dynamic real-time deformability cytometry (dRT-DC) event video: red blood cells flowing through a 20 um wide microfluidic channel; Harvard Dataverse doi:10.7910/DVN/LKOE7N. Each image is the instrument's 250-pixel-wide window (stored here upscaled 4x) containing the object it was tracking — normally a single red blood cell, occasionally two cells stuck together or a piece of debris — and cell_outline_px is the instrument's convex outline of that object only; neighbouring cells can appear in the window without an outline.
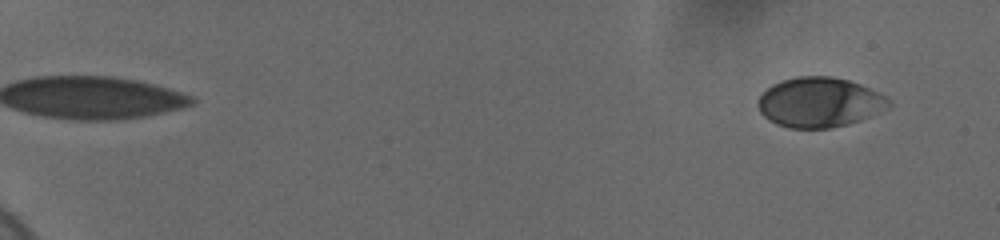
{"species": "human", "species_latin": "Homo sapiens", "temperature_condition": "cold", "stored_images_in_passage": 16, "camera_frame_rate_fps": 3000, "um_per_image_px": 0.085, "donor": {"sex": "female"}, "frame": {"image": 1, "passage_image": 1, "time_ms": 0.0, "image_size_px": [1000, 240], "cell_outline_px": [[892, 104], [888, 108], [860, 120], [848, 124], [828, 128], [788, 128], [776, 124], [768, 120], [760, 112], [756, 104], [760, 96], [772, 84], [780, 80], [796, 76], [832, 76], [848, 80], [860, 84], [892, 100]], "centroid_in_image_um": [69.63, 8.7], "position_along_channel_um": 15.4, "area_um2": 38.09}}
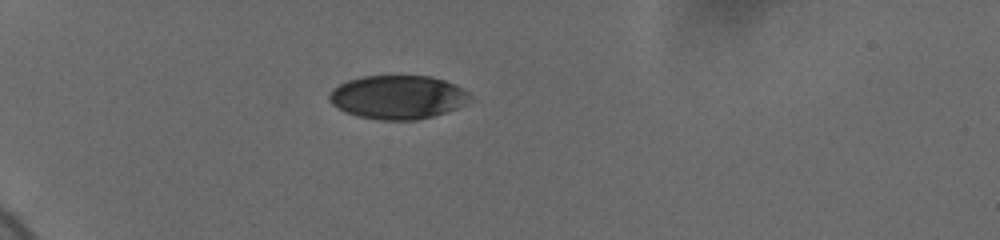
{"frame": {"image": 2, "passage_image": 10, "time_ms": 5.0, "image_size_px": [1000, 240], "cell_outline_px": [[472, 100], [456, 108], [432, 116], [416, 120], [380, 120], [360, 116], [344, 112], [332, 104], [328, 100], [328, 92], [332, 88], [348, 80], [360, 76], [432, 76], [444, 80], [468, 92], [472, 96]], "centroid_in_image_um": [33.77, 8.25], "position_along_channel_um": 51.2, "area_um2": 35.84}}
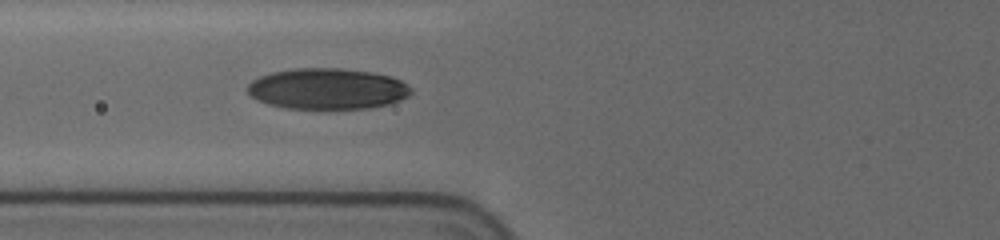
{"frame": {"image": 3, "passage_image": 16, "time_ms": 7.333, "image_size_px": [1000, 240], "cell_outline_px": [[412, 92], [408, 96], [400, 100], [388, 104], [368, 108], [288, 108], [268, 104], [252, 96], [248, 92], [248, 84], [252, 80], [260, 76], [272, 72], [296, 68], [340, 68], [372, 72], [388, 76], [400, 80], [408, 84], [412, 88]], "centroid_in_image_um": [27.85, 7.54], "position_along_channel_um": 97.9, "area_um2": 38.78}}